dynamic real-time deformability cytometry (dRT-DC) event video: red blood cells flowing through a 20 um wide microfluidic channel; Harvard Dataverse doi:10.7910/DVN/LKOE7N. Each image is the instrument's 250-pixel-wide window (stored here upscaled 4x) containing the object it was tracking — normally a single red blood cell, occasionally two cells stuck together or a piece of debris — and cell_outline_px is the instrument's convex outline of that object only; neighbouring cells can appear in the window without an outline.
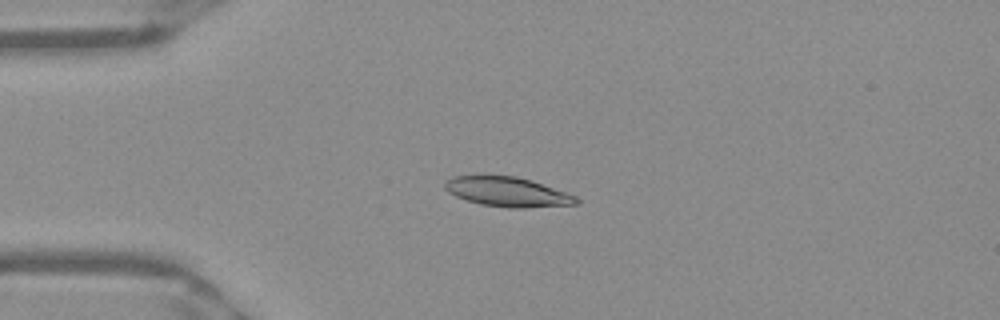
{"species": "Egyptian fruit bat (a non-hibernating species)", "species_latin": "Rousettus aegyptiacus", "temperature_condition": "warm", "stored_images_in_passage": 46, "camera_frame_rate_fps": 3000, "um_per_image_px": 0.085, "frame": {"image": 1, "passage_image": 12, "time_ms": 3.667, "image_size_px": [1000, 320], "cell_outline_px": [[580, 204], [524, 208], [508, 208], [480, 204], [456, 196], [448, 192], [444, 188], [444, 184], [452, 176], [516, 176], [532, 180], [576, 196], [580, 200]], "centroid_in_image_um": [43.17, 16.32], "position_along_channel_um": 41.8, "area_um2": 22.6}}
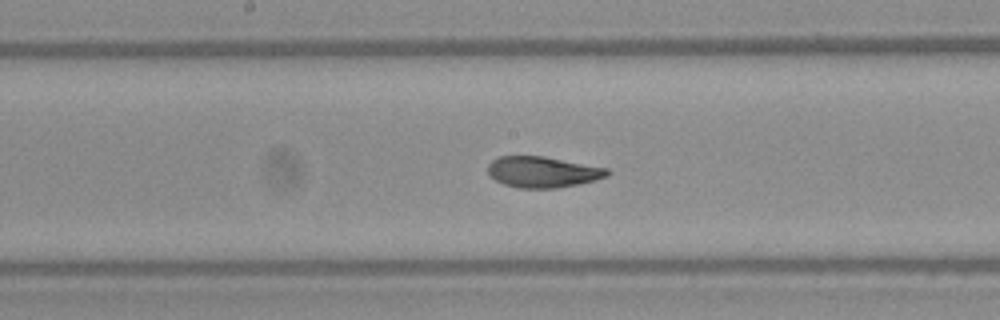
{"frame": {"image": 2, "passage_image": 26, "time_ms": 8.333, "image_size_px": [1000, 320], "cell_outline_px": [[612, 172], [608, 176], [596, 180], [556, 188], [520, 188], [504, 184], [496, 180], [488, 172], [488, 164], [492, 160], [500, 156], [544, 156], [608, 168]], "centroid_in_image_um": [46.16, 14.61], "position_along_channel_um": 202.0, "area_um2": 21.5}}
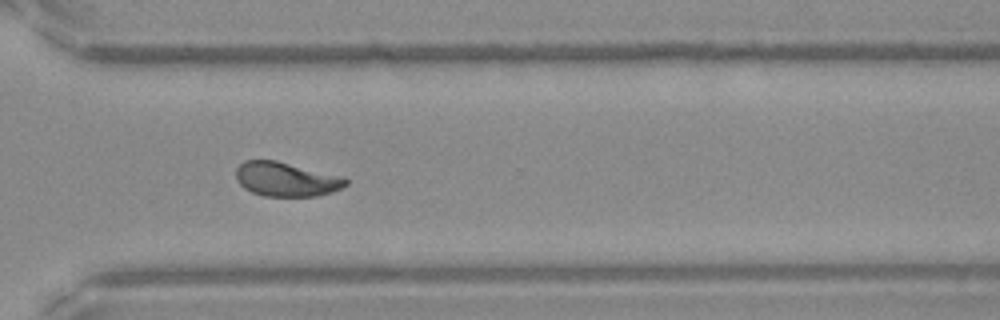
{"frame": {"image": 3, "passage_image": 37, "time_ms": 12.0, "image_size_px": [1000, 320], "cell_outline_px": [[348, 184], [332, 192], [316, 196], [264, 196], [252, 192], [244, 188], [236, 180], [236, 168], [244, 160], [276, 160], [344, 176], [348, 180]], "centroid_in_image_um": [24.33, 15.23], "position_along_channel_um": 346.3, "area_um2": 22.08}, "authors_computed_cell_mechanics": {"area_um2": 22.3686, "velocity_mm_per_s": 3.9349, "shape_relaxation_time_tau1_ms": 5.6371, "shape_relaxation_time_tau2_ms": 0.9984, "deformation_change_tau1": 0.1778, "deformation_change_tau2": 0.0553}}